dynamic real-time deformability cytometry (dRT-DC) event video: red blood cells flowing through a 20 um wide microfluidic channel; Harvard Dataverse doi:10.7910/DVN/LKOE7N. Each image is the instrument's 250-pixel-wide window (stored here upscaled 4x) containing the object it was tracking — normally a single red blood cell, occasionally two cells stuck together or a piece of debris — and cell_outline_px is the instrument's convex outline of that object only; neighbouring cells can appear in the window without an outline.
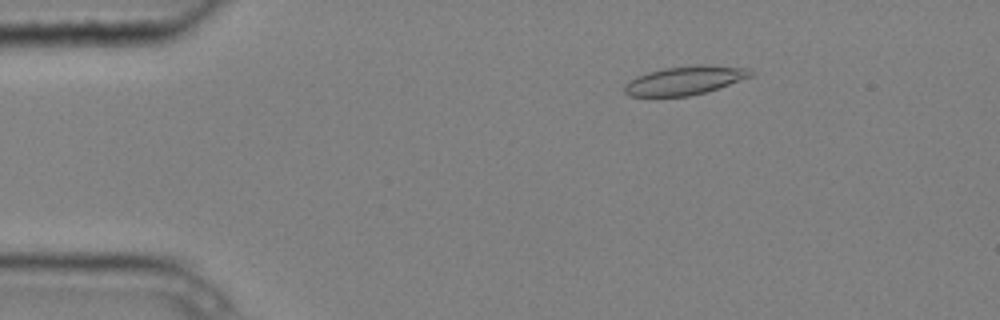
{"species": "common noctule bat (a hibernating species)", "species_latin": "Nyctalus noctula", "temperature_condition": "cold", "stored_images_in_passage": 6, "camera_frame_rate_fps": 3000, "um_per_image_px": 0.085, "animal": {"sex": "male", "body_mass_g": 20.4}, "frame": {"image": 1, "passage_image": 3, "time_ms": 0.667, "image_size_px": [1000, 320], "cell_outline_px": [[756, 72], [752, 76], [704, 92], [688, 96], [628, 96], [624, 92], [624, 84], [636, 76], [648, 72], [664, 68], [696, 64], [704, 64], [748, 68]], "centroid_in_image_um": [58.2, 6.82], "position_along_channel_um": 26.8, "area_um2": 21.04}}